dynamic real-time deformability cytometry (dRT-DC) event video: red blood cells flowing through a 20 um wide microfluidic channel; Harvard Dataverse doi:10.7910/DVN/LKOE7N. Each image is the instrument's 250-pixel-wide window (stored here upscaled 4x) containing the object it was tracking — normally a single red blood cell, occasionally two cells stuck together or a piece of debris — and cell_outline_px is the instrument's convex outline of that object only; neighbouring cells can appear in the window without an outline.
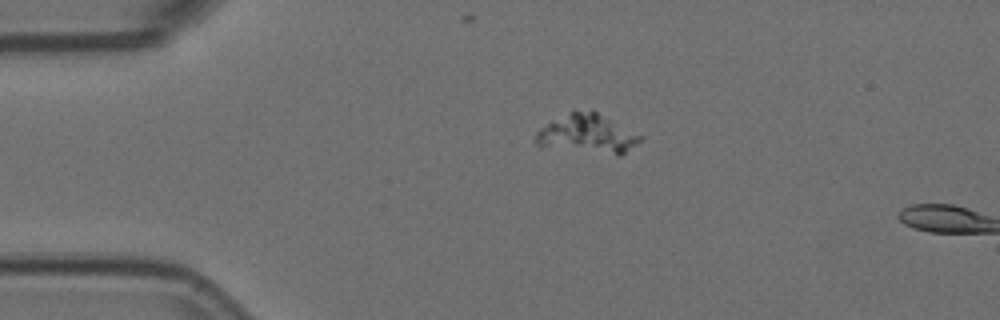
{"species": "Egyptian fruit bat (a non-hibernating species)", "species_latin": "Rousettus aegyptiacus", "temperature_condition": "room temperature", "stored_images_in_passage": 2, "camera_frame_rate_fps": 3000, "um_per_image_px": 0.085, "animal": {"sex": "female"}, "frame": {"image": 1, "passage_image": 1, "time_ms": 0.0, "image_size_px": [1000, 320], "cell_outline_px": [[644, 136], [636, 144], [620, 156], [540, 148], [532, 140], [536, 132], [540, 128], [572, 112], [592, 108]], "centroid_in_image_um": [49.91, 11.42], "position_along_channel_um": 35.1, "area_um2": 24.45}}